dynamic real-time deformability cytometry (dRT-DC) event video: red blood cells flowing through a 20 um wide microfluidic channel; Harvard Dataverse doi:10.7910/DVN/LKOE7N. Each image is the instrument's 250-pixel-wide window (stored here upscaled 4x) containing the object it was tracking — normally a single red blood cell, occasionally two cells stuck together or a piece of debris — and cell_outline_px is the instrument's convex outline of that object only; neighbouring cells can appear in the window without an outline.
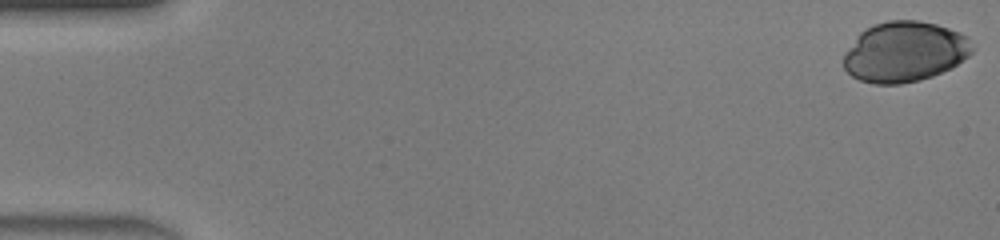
{"species": "human", "species_latin": "Homo sapiens", "temperature_condition": "warm", "stored_images_in_passage": 46, "camera_frame_rate_fps": 3000, "um_per_image_px": 0.085, "donor": {"sex": "male"}, "frame": {"image": 1, "passage_image": 1, "time_ms": 0.0, "image_size_px": [1000, 240], "cell_outline_px": [[972, 52], [968, 56], [952, 68], [932, 76], [920, 80], [900, 84], [876, 84], [860, 80], [852, 76], [844, 68], [844, 52], [856, 36], [860, 32], [876, 24], [888, 20], [920, 20], [936, 24], [960, 32], [968, 36], [972, 48]], "centroid_in_image_um": [76.89, 4.4], "position_along_channel_um": 8.1, "area_um2": 45.32}}
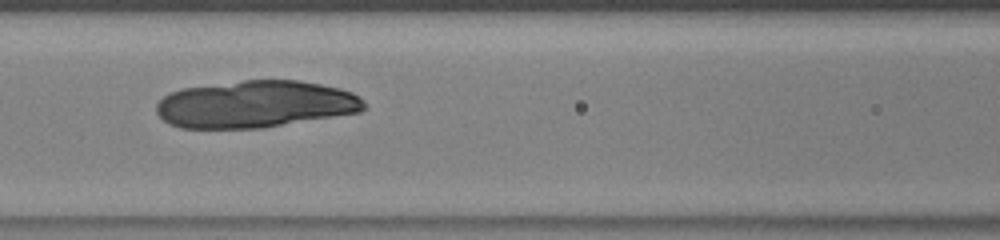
{"frame": {"image": 2, "passage_image": 21, "time_ms": 6.667, "image_size_px": [1000, 240], "cell_outline_px": [[364, 108], [360, 112], [264, 128], [180, 128], [168, 124], [156, 112], [156, 104], [164, 96], [172, 92], [184, 88], [244, 80], [300, 80], [340, 88], [352, 92], [360, 96], [364, 104]], "centroid_in_image_um": [21.71, 8.86], "position_along_channel_um": 144.9, "area_um2": 57.05}}
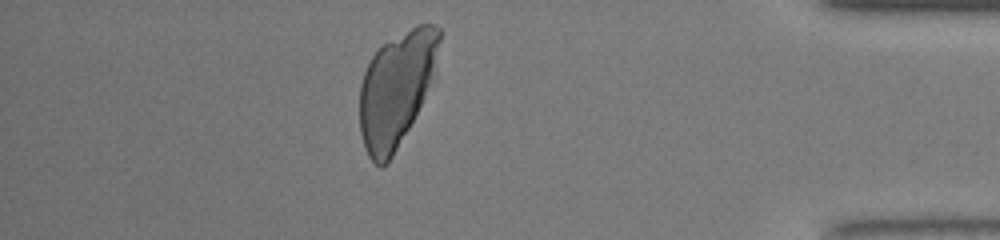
{"frame": {"image": 3, "passage_image": 41, "time_ms": 13.333, "image_size_px": [1000, 240], "cell_outline_px": [[444, 32], [428, 84], [420, 104], [408, 128], [392, 156], [380, 168], [368, 156], [364, 148], [360, 132], [360, 84], [364, 72], [372, 56], [384, 44], [416, 24], [432, 24], [440, 28]], "centroid_in_image_um": [33.65, 7.53], "position_along_channel_um": 401.5, "area_um2": 51.85}}